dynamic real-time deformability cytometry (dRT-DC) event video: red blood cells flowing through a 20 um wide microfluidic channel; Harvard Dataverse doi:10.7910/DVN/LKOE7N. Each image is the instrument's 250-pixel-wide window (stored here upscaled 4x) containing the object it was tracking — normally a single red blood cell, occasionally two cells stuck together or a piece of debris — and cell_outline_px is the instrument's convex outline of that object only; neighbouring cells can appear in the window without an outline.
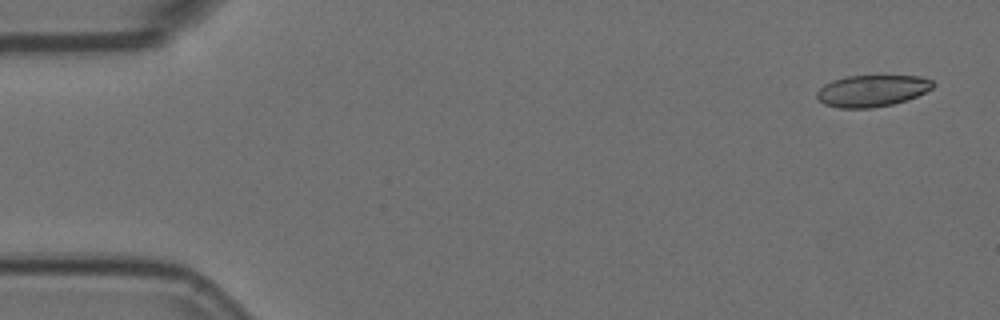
{"species": "Egyptian fruit bat (a non-hibernating species)", "species_latin": "Rousettus aegyptiacus", "temperature_condition": "room temperature", "stored_images_in_passage": 6, "camera_frame_rate_fps": 3000, "um_per_image_px": 0.085, "animal": {"sex": "female"}, "frame": {"image": 1, "passage_image": 1, "time_ms": 0.0, "image_size_px": [1000, 320], "cell_outline_px": [[936, 84], [932, 88], [908, 100], [892, 104], [872, 108], [840, 108], [824, 104], [816, 96], [816, 92], [824, 84], [832, 80], [848, 76], [920, 76], [932, 80]], "centroid_in_image_um": [74.12, 7.71], "position_along_channel_um": 10.9, "area_um2": 21.39}}
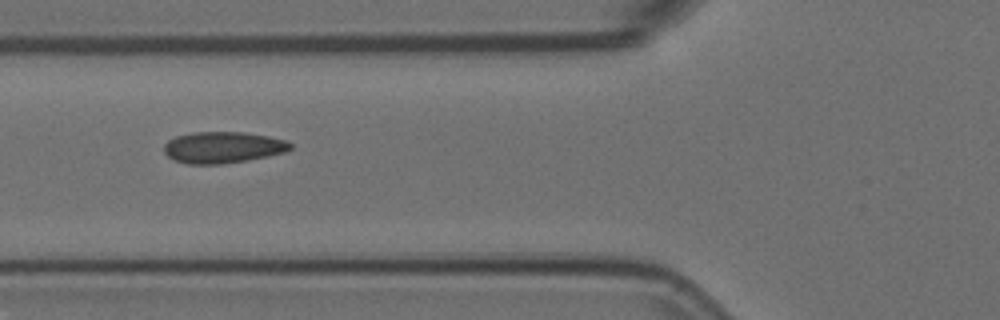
{"frame": {"image": 2, "passage_image": 6, "time_ms": 1.667, "image_size_px": [1000, 320], "cell_outline_px": [[292, 148], [284, 152], [268, 156], [220, 164], [188, 164], [176, 160], [168, 156], [164, 152], [164, 144], [168, 140], [176, 136], [192, 132], [244, 132], [268, 136], [284, 140], [292, 144]], "centroid_in_image_um": [18.92, 12.52], "position_along_channel_um": 106.9, "area_um2": 22.95}}